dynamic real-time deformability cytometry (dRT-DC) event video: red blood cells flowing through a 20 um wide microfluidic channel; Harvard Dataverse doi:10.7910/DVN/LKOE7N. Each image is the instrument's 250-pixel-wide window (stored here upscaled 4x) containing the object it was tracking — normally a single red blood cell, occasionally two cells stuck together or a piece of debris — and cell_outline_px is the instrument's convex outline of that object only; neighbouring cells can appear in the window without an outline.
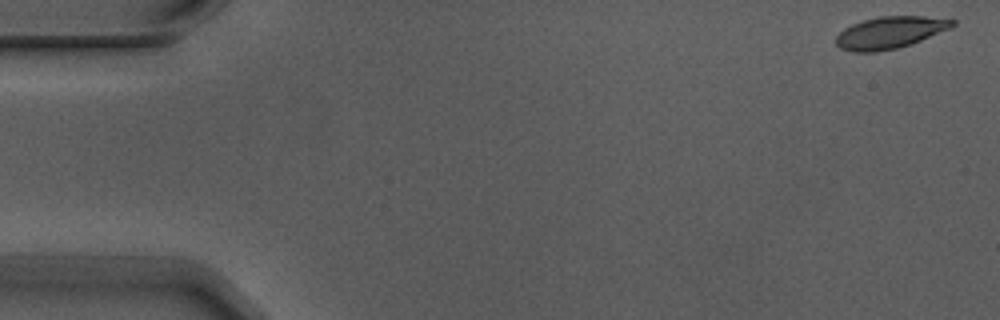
{"species": "Egyptian fruit bat (a non-hibernating species)", "species_latin": "Rousettus aegyptiacus", "temperature_condition": "warm", "stored_images_in_passage": 6, "camera_frame_rate_fps": 3000, "um_per_image_px": 0.085, "animal": {"sex": "male"}, "frame": {"image": 1, "passage_image": 1, "time_ms": 0.0, "image_size_px": [1000, 320], "cell_outline_px": [[956, 24], [952, 28], [920, 40], [896, 48], [876, 52], [852, 52], [840, 48], [836, 44], [836, 36], [844, 28], [852, 24], [864, 20], [880, 16], [924, 16], [956, 20]], "centroid_in_image_um": [75.64, 2.76], "position_along_channel_um": 9.4, "area_um2": 21.56}}